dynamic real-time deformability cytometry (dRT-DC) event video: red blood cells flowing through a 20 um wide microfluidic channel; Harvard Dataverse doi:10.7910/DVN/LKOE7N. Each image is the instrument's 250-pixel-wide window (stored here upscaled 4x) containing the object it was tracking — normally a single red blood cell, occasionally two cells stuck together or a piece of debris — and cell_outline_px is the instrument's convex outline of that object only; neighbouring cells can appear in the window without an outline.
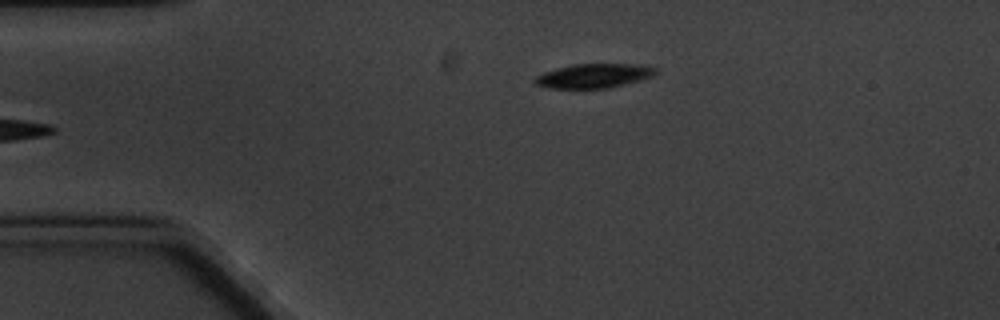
{"species": "common noctule bat (a hibernating species)", "species_latin": "Nyctalus noctula", "temperature_condition": "cold", "stored_images_in_passage": 5, "camera_frame_rate_fps": 3000, "um_per_image_px": 0.085, "animal": {"sex": "male", "body_mass_g": 20.1, "forearm_length_mm": 53.5}, "frame": {"image": 1, "passage_image": 5, "time_ms": 4.667, "image_size_px": [1000, 320], "cell_outline_px": [[660, 72], [652, 76], [608, 88], [552, 88], [536, 84], [532, 80], [536, 76], [544, 72], [556, 68], [572, 64], [636, 64], [656, 68]], "centroid_in_image_um": [50.46, 6.43], "position_along_channel_um": 34.5, "area_um2": 16.88}}